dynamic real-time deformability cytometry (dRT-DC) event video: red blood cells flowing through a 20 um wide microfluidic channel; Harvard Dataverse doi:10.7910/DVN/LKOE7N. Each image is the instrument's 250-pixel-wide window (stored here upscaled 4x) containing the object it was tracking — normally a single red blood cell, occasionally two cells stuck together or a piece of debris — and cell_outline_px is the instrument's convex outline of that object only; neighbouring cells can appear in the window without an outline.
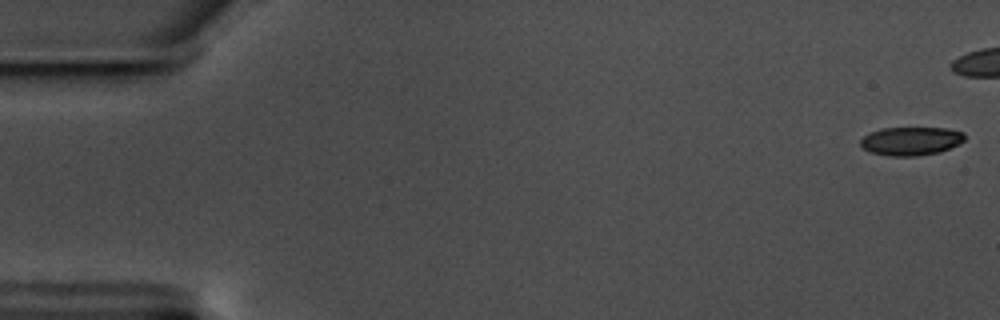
{"species": "common noctule bat (a hibernating species)", "species_latin": "Nyctalus noctula", "temperature_condition": "warm", "stored_images_in_passage": 47, "camera_frame_rate_fps": 3000, "um_per_image_px": 0.085, "animal": {"sex": "male", "body_mass_g": 17.5, "forearm_length_mm": 52.3}, "frame": {"image": 1, "passage_image": 1, "time_ms": 0.0, "image_size_px": [1000, 320], "cell_outline_px": [[964, 140], [940, 152], [916, 156], [892, 156], [872, 152], [864, 148], [860, 144], [860, 140], [864, 136], [880, 128], [944, 128], [964, 132]], "centroid_in_image_um": [77.42, 11.98], "position_along_channel_um": 7.6, "area_um2": 16.99}}
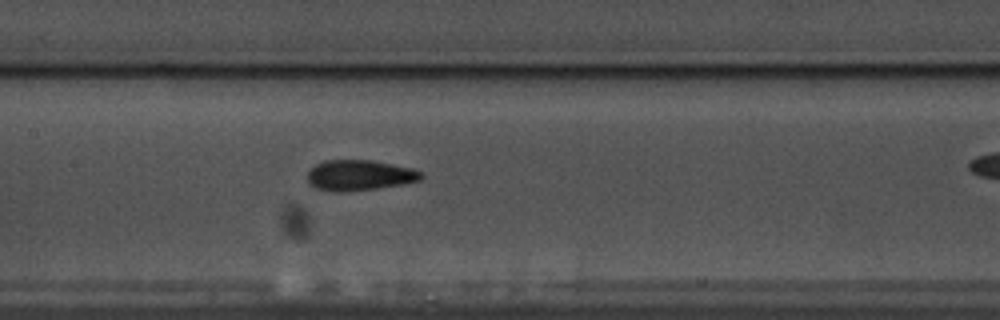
{"frame": {"image": 2, "passage_image": 28, "time_ms": 9.0, "image_size_px": [1000, 320], "cell_outline_px": [[424, 176], [420, 180], [400, 184], [376, 188], [340, 192], [316, 188], [308, 180], [308, 172], [316, 164], [324, 160], [372, 160], [412, 168], [420, 172]], "centroid_in_image_um": [30.56, 14.88], "position_along_channel_um": 176.8, "area_um2": 19.88}}
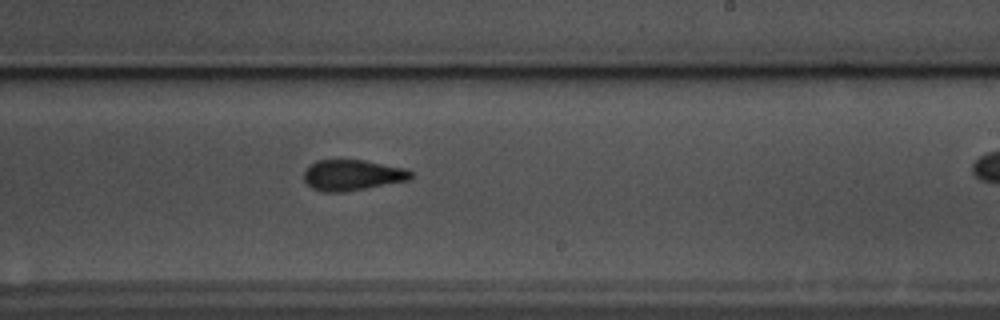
{"frame": {"image": 3, "passage_image": 35, "time_ms": 11.333, "image_size_px": [1000, 320], "cell_outline_px": [[412, 176], [408, 180], [344, 192], [324, 192], [312, 188], [304, 180], [304, 172], [308, 164], [316, 160], [364, 160], [408, 168], [412, 172]], "centroid_in_image_um": [29.93, 14.87], "position_along_channel_um": 259.1, "area_um2": 19.25}}